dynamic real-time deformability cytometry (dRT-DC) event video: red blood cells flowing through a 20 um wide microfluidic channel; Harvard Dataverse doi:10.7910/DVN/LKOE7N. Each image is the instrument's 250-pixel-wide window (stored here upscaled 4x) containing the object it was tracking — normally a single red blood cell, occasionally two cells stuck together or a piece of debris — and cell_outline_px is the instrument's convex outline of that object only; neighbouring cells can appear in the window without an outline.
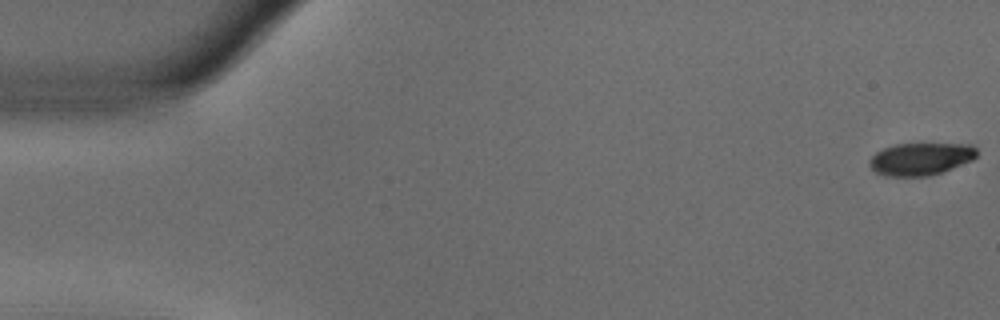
{"species": "common noctule bat (a hibernating species)", "species_latin": "Nyctalus noctula", "temperature_condition": "warm", "stored_images_in_passage": 11, "camera_frame_rate_fps": 3000, "um_per_image_px": 0.085, "animal": {"sex": "male", "body_mass_g": 18.8}, "frame": {"image": 1, "passage_image": 1, "time_ms": 0.0, "image_size_px": [1000, 320], "cell_outline_px": [[976, 156], [972, 160], [944, 172], [928, 176], [888, 176], [876, 172], [868, 164], [868, 160], [876, 152], [884, 148], [896, 144], [972, 144], [976, 148]], "centroid_in_image_um": [78.26, 13.51], "position_along_channel_um": 6.7, "area_um2": 20.29}}